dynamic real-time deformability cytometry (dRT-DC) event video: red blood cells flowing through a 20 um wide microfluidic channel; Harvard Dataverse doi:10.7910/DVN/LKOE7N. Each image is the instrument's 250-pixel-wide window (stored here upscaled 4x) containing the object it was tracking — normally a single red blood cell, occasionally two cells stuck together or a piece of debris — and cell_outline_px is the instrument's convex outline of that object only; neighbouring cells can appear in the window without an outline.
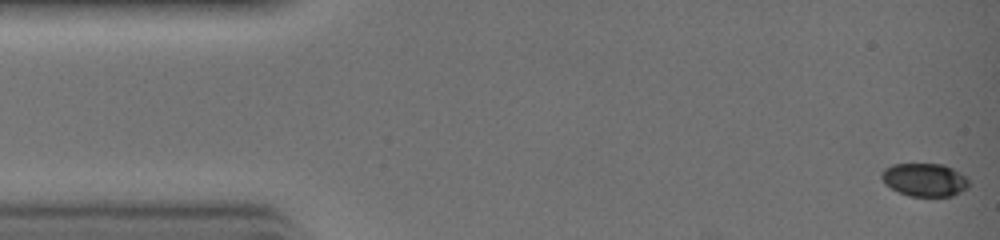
{"species": "common noctule bat (a hibernating species)", "species_latin": "Nyctalus noctula", "temperature_condition": "warm", "stored_images_in_passage": 29, "camera_frame_rate_fps": 3000, "um_per_image_px": 0.085, "animal": {"sex": "female", "body_mass_g": 19.0, "forearm_length_mm": 51.5}, "frame": {"image": 1, "passage_image": 1, "time_ms": 0.0, "image_size_px": [1000, 240], "cell_outline_px": [[968, 188], [952, 196], [912, 196], [900, 192], [884, 184], [880, 176], [884, 168], [892, 164], [944, 164], [960, 172], [968, 180]], "centroid_in_image_um": [78.58, 15.27], "position_along_channel_um": 6.4, "area_um2": 16.82}}
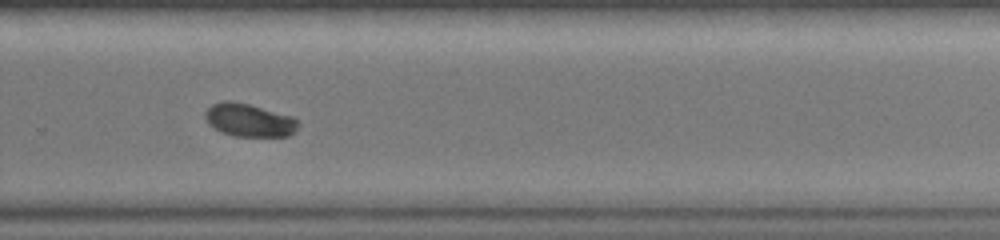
{"frame": {"image": 2, "passage_image": 22, "time_ms": 7.0, "image_size_px": [1000, 240], "cell_outline_px": [[300, 124], [296, 132], [288, 136], [232, 136], [220, 132], [208, 124], [204, 116], [204, 112], [212, 104], [224, 100], [228, 100], [248, 104], [292, 116]], "centroid_in_image_um": [21.16, 10.22], "position_along_channel_um": 308.6, "area_um2": 18.03}}
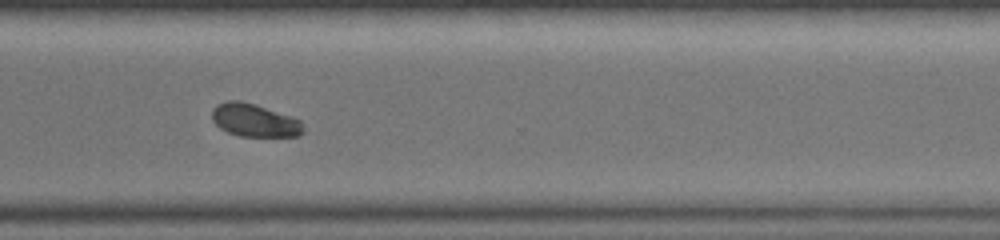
{"frame": {"image": 3, "passage_image": 24, "time_ms": 7.667, "image_size_px": [1000, 240], "cell_outline_px": [[304, 132], [300, 136], [240, 136], [228, 132], [220, 128], [212, 120], [212, 108], [216, 104], [228, 100], [240, 100], [256, 104], [292, 116], [300, 120], [304, 124]], "centroid_in_image_um": [21.65, 10.21], "position_along_channel_um": 349.0, "area_um2": 17.8}}